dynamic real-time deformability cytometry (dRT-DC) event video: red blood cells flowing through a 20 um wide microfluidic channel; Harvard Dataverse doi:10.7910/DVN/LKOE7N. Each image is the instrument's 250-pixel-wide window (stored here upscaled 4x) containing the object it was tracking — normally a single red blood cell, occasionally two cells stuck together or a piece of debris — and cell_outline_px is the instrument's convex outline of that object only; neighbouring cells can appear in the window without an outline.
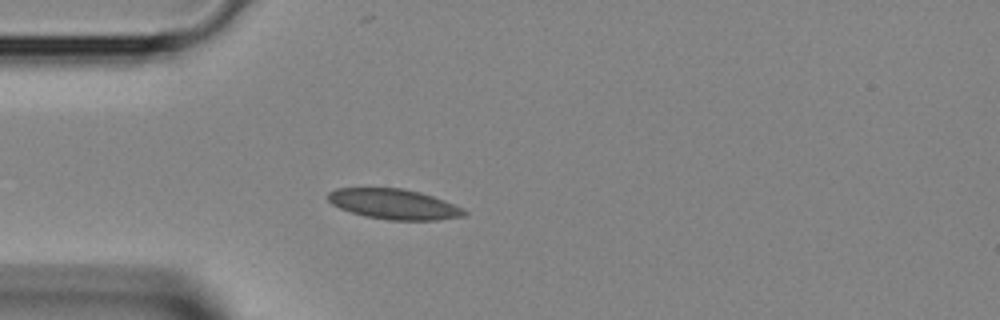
{"species": "Egyptian fruit bat (a non-hibernating species)", "species_latin": "Rousettus aegyptiacus", "temperature_condition": "room temperature", "stored_images_in_passage": 1, "camera_frame_rate_fps": 3000, "um_per_image_px": 0.085, "animal": {"sex": "female"}, "frame": {"image": 1, "passage_image": 1, "time_ms": 0.0, "image_size_px": [1000, 320], "cell_outline_px": [[468, 212], [464, 216], [436, 220], [388, 220], [364, 216], [340, 208], [332, 204], [328, 200], [328, 192], [336, 188], [404, 188], [420, 192], [444, 200], [464, 208]], "centroid_in_image_um": [33.5, 17.35], "position_along_channel_um": 51.5, "area_um2": 24.04}}